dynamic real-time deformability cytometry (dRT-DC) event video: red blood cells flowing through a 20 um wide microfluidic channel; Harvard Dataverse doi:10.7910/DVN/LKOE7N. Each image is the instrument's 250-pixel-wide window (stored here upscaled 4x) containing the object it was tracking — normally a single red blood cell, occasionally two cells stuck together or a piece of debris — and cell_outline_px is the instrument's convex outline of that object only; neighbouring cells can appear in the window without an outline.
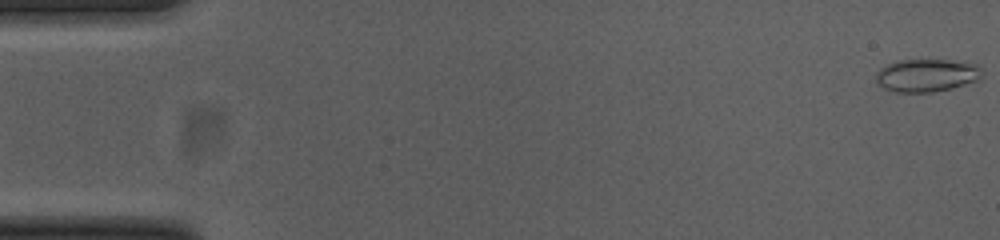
{"species": "common noctule bat (a hibernating species)", "species_latin": "Nyctalus noctula", "temperature_condition": "cold", "stored_images_in_passage": 55, "camera_frame_rate_fps": 3000, "um_per_image_px": 0.085, "animal": {"sex": "female", "body_mass_g": 23.0, "forearm_length_mm": 53.4}, "frame": {"image": 1, "passage_image": 1, "time_ms": 0.0, "image_size_px": [1000, 240], "cell_outline_px": [[984, 72], [980, 80], [932, 92], [896, 92], [884, 88], [876, 80], [876, 72], [880, 68], [896, 60], [952, 60], [976, 64]], "centroid_in_image_um": [78.78, 6.39], "position_along_channel_um": 6.2, "area_um2": 20.23}}
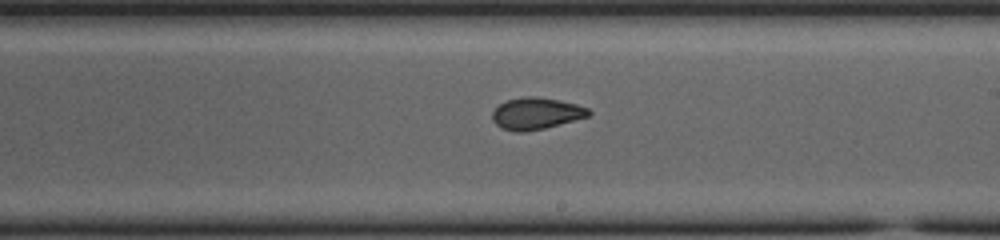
{"frame": {"image": 2, "passage_image": 32, "time_ms": 10.333, "image_size_px": [1000, 240], "cell_outline_px": [[592, 112], [588, 116], [544, 128], [524, 132], [516, 132], [500, 128], [492, 120], [492, 112], [500, 104], [508, 100], [524, 96], [536, 96], [576, 104], [588, 108]], "centroid_in_image_um": [45.54, 9.65], "position_along_channel_um": 243.5, "area_um2": 17.63}}
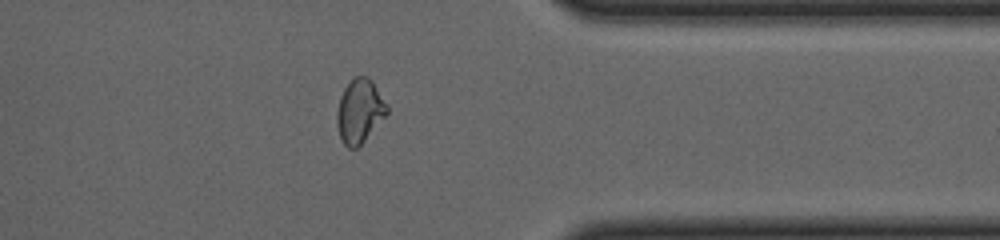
{"frame": {"image": 3, "passage_image": 44, "time_ms": 14.333, "image_size_px": [1000, 240], "cell_outline_px": [[388, 112], [364, 140], [356, 148], [348, 148], [344, 144], [340, 136], [336, 120], [336, 112], [340, 96], [344, 88], [352, 76], [368, 76], [372, 80], [388, 104]], "centroid_in_image_um": [30.56, 9.39], "position_along_channel_um": 380.8, "area_um2": 18.61}, "authors_computed_cell_mechanics": {"area_um2": 18.6116, "velocity_mm_per_s": 3.7122, "shape_relaxation_time_tau1_ms": null, "shape_relaxation_time_tau2_ms": 1.9208, "deformation_change_tau1": null, "deformation_change_tau2": 0.0569}}